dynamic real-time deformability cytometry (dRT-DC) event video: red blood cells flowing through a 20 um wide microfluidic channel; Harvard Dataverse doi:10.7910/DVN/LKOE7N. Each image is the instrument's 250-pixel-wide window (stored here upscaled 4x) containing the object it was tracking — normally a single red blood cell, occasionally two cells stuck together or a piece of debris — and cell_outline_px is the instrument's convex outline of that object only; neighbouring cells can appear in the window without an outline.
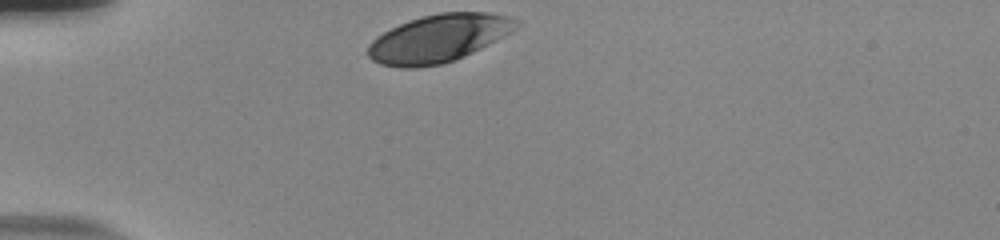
{"species": "human", "species_latin": "Homo sapiens", "temperature_condition": "room temperature", "stored_images_in_passage": 32, "camera_frame_rate_fps": 3000, "um_per_image_px": 0.085, "donor": {"sex": "male"}, "frame": {"image": 1, "passage_image": 1, "time_ms": 0.0, "image_size_px": [1000, 240], "cell_outline_px": [[520, 24], [512, 32], [456, 60], [440, 64], [416, 68], [400, 68], [380, 64], [372, 60], [368, 56], [368, 44], [376, 36], [400, 24], [424, 16], [440, 12], [488, 12], [508, 16], [520, 20]], "centroid_in_image_um": [37.29, 3.26], "position_along_channel_um": 47.7, "area_um2": 41.15}}
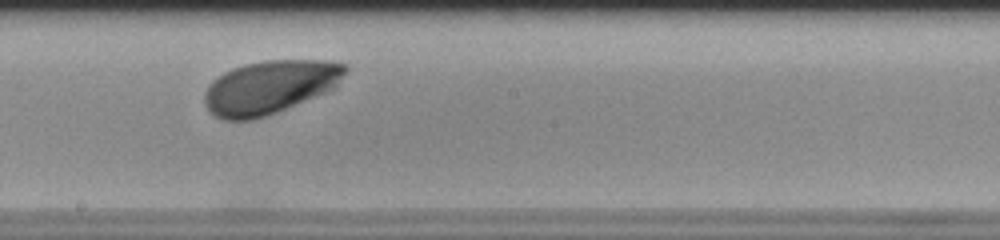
{"frame": {"image": 2, "passage_image": 18, "time_ms": 5.667, "image_size_px": [1000, 240], "cell_outline_px": [[348, 68], [336, 88], [276, 112], [252, 120], [224, 120], [212, 116], [208, 112], [204, 104], [204, 92], [208, 84], [212, 80], [224, 72], [232, 68], [244, 64], [264, 60], [332, 60], [348, 64]], "centroid_in_image_um": [22.92, 7.4], "position_along_channel_um": 225.3, "area_um2": 44.27}}
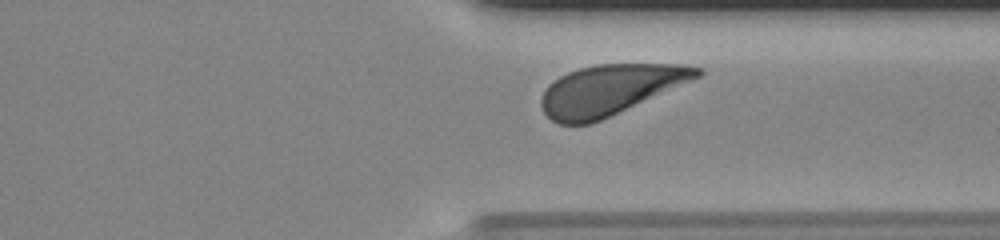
{"frame": {"image": 3, "passage_image": 29, "time_ms": 9.333, "image_size_px": [1000, 240], "cell_outline_px": [[704, 72], [700, 76], [592, 124], [560, 124], [552, 120], [544, 112], [540, 104], [540, 100], [548, 84], [560, 76], [568, 72], [580, 68], [596, 64], [680, 64], [704, 68]], "centroid_in_image_um": [51.82, 7.62], "position_along_channel_um": 359.6, "area_um2": 45.2}, "authors_computed_cell_mechanics": {"area_um2": 43.5523, "velocity_mm_per_s": 3.6455, "shape_relaxation_time_tau1_ms": 1.8309, "shape_relaxation_time_tau2_ms": null, "deformation_change_tau1": 0.1266, "deformation_change_tau2": null}}